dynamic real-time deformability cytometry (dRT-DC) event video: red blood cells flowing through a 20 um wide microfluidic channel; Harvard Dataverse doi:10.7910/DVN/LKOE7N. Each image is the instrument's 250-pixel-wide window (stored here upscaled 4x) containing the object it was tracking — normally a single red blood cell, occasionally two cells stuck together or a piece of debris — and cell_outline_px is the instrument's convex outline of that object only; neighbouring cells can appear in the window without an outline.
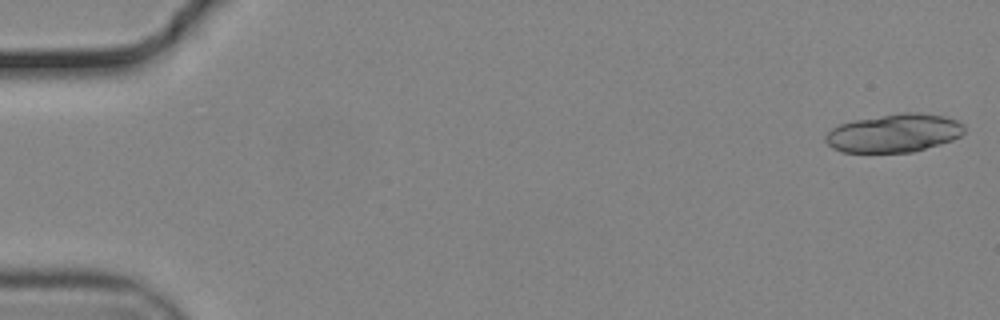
{"species": "common noctule bat (a hibernating species)", "species_latin": "Nyctalus noctula", "temperature_condition": "cold", "stored_images_in_passage": 54, "camera_frame_rate_fps": 3000, "um_per_image_px": 0.085, "animal": {"sex": "male", "body_mass_g": 19.2, "forearm_length_mm": 51.8}, "frame": {"image": 1, "passage_image": 1, "time_ms": 0.0, "image_size_px": [1000, 320], "cell_outline_px": [[964, 132], [960, 136], [952, 140], [940, 144], [912, 152], [840, 152], [832, 148], [824, 140], [824, 136], [832, 128], [840, 124], [856, 120], [904, 112], [920, 112], [944, 116], [956, 120], [964, 124]], "centroid_in_image_um": [76.0, 11.31], "position_along_channel_um": 9.0, "area_um2": 30.92}}